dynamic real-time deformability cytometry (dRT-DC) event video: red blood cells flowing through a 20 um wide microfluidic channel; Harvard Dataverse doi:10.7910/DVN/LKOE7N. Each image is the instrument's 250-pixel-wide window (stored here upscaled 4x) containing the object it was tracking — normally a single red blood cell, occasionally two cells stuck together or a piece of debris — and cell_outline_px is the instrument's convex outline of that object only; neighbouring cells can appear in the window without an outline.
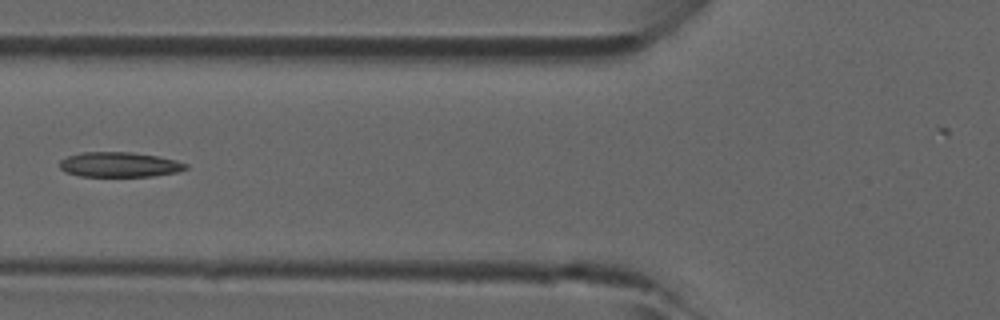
{"species": "common noctule bat (a hibernating species)", "species_latin": "Nyctalus noctula", "temperature_condition": "room temperature", "stored_images_in_passage": 4, "camera_frame_rate_fps": 3000, "um_per_image_px": 0.085, "animal": {"sex": "male", "forearm_length_mm": 52.5}, "frame": {"image": 1, "passage_image": 4, "time_ms": 1.0, "image_size_px": [1000, 320], "cell_outline_px": [[188, 168], [176, 172], [152, 176], [80, 176], [64, 172], [60, 168], [60, 160], [68, 156], [80, 152], [132, 152], [156, 156], [176, 160], [188, 164]], "centroid_in_image_um": [10.13, 13.99], "position_along_channel_um": 115.7, "area_um2": 18.32}}